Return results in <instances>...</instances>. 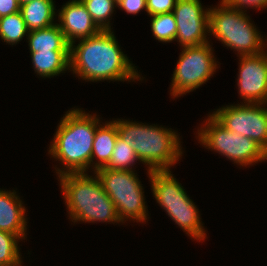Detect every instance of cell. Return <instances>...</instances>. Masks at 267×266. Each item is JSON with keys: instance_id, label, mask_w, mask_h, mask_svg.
Returning <instances> with one entry per match:
<instances>
[{"instance_id": "obj_1", "label": "cell", "mask_w": 267, "mask_h": 266, "mask_svg": "<svg viewBox=\"0 0 267 266\" xmlns=\"http://www.w3.org/2000/svg\"><path fill=\"white\" fill-rule=\"evenodd\" d=\"M132 65L111 30L80 39L76 47L70 45V68L88 81L141 80Z\"/></svg>"}, {"instance_id": "obj_2", "label": "cell", "mask_w": 267, "mask_h": 266, "mask_svg": "<svg viewBox=\"0 0 267 266\" xmlns=\"http://www.w3.org/2000/svg\"><path fill=\"white\" fill-rule=\"evenodd\" d=\"M99 119L81 109H73L63 116L49 153L64 166L58 175L86 172L91 166L93 141Z\"/></svg>"}, {"instance_id": "obj_3", "label": "cell", "mask_w": 267, "mask_h": 266, "mask_svg": "<svg viewBox=\"0 0 267 266\" xmlns=\"http://www.w3.org/2000/svg\"><path fill=\"white\" fill-rule=\"evenodd\" d=\"M118 136L130 145L148 170L170 169L182 155L176 132L156 125L115 120Z\"/></svg>"}, {"instance_id": "obj_4", "label": "cell", "mask_w": 267, "mask_h": 266, "mask_svg": "<svg viewBox=\"0 0 267 266\" xmlns=\"http://www.w3.org/2000/svg\"><path fill=\"white\" fill-rule=\"evenodd\" d=\"M65 204L74 223L121 222L113 201L103 190L97 175L89 177L85 172L58 176Z\"/></svg>"}, {"instance_id": "obj_5", "label": "cell", "mask_w": 267, "mask_h": 266, "mask_svg": "<svg viewBox=\"0 0 267 266\" xmlns=\"http://www.w3.org/2000/svg\"><path fill=\"white\" fill-rule=\"evenodd\" d=\"M244 12L222 0L220 6L209 9V33L240 56L259 54L265 47L263 37Z\"/></svg>"}, {"instance_id": "obj_6", "label": "cell", "mask_w": 267, "mask_h": 266, "mask_svg": "<svg viewBox=\"0 0 267 266\" xmlns=\"http://www.w3.org/2000/svg\"><path fill=\"white\" fill-rule=\"evenodd\" d=\"M94 172L113 201L121 222L128 218L138 222L147 219L143 188L133 170L98 169Z\"/></svg>"}, {"instance_id": "obj_7", "label": "cell", "mask_w": 267, "mask_h": 266, "mask_svg": "<svg viewBox=\"0 0 267 266\" xmlns=\"http://www.w3.org/2000/svg\"><path fill=\"white\" fill-rule=\"evenodd\" d=\"M204 125L201 131L198 130V137L208 149L219 152L241 166L267 160V152L254 140L227 130L212 115Z\"/></svg>"}, {"instance_id": "obj_8", "label": "cell", "mask_w": 267, "mask_h": 266, "mask_svg": "<svg viewBox=\"0 0 267 266\" xmlns=\"http://www.w3.org/2000/svg\"><path fill=\"white\" fill-rule=\"evenodd\" d=\"M215 60L209 42L183 47L173 73L172 96L187 94L208 81L217 68Z\"/></svg>"}, {"instance_id": "obj_9", "label": "cell", "mask_w": 267, "mask_h": 266, "mask_svg": "<svg viewBox=\"0 0 267 266\" xmlns=\"http://www.w3.org/2000/svg\"><path fill=\"white\" fill-rule=\"evenodd\" d=\"M261 105L263 104L230 105L211 115L227 130L249 137L267 152V108Z\"/></svg>"}, {"instance_id": "obj_10", "label": "cell", "mask_w": 267, "mask_h": 266, "mask_svg": "<svg viewBox=\"0 0 267 266\" xmlns=\"http://www.w3.org/2000/svg\"><path fill=\"white\" fill-rule=\"evenodd\" d=\"M172 13L177 26L175 39L182 47L208 42L209 8L204 10L200 0H177Z\"/></svg>"}, {"instance_id": "obj_11", "label": "cell", "mask_w": 267, "mask_h": 266, "mask_svg": "<svg viewBox=\"0 0 267 266\" xmlns=\"http://www.w3.org/2000/svg\"><path fill=\"white\" fill-rule=\"evenodd\" d=\"M238 89L244 104L267 102V53L240 56Z\"/></svg>"}, {"instance_id": "obj_12", "label": "cell", "mask_w": 267, "mask_h": 266, "mask_svg": "<svg viewBox=\"0 0 267 266\" xmlns=\"http://www.w3.org/2000/svg\"><path fill=\"white\" fill-rule=\"evenodd\" d=\"M63 6L59 11L58 25L70 45L75 44L76 38L85 39L101 31L81 0H72Z\"/></svg>"}, {"instance_id": "obj_13", "label": "cell", "mask_w": 267, "mask_h": 266, "mask_svg": "<svg viewBox=\"0 0 267 266\" xmlns=\"http://www.w3.org/2000/svg\"><path fill=\"white\" fill-rule=\"evenodd\" d=\"M148 174L154 197L163 209L186 206L192 201L169 169L148 170Z\"/></svg>"}, {"instance_id": "obj_14", "label": "cell", "mask_w": 267, "mask_h": 266, "mask_svg": "<svg viewBox=\"0 0 267 266\" xmlns=\"http://www.w3.org/2000/svg\"><path fill=\"white\" fill-rule=\"evenodd\" d=\"M18 197L14 191L0 190V231L15 234L20 239H25L26 210Z\"/></svg>"}, {"instance_id": "obj_15", "label": "cell", "mask_w": 267, "mask_h": 266, "mask_svg": "<svg viewBox=\"0 0 267 266\" xmlns=\"http://www.w3.org/2000/svg\"><path fill=\"white\" fill-rule=\"evenodd\" d=\"M27 39L30 53L38 51H70V44L67 42L58 23L44 29L29 31Z\"/></svg>"}, {"instance_id": "obj_16", "label": "cell", "mask_w": 267, "mask_h": 266, "mask_svg": "<svg viewBox=\"0 0 267 266\" xmlns=\"http://www.w3.org/2000/svg\"><path fill=\"white\" fill-rule=\"evenodd\" d=\"M117 137V126L114 121H110L104 126L101 124L97 126L93 141L91 162L93 163V160H95L94 157H97L99 160L98 163H93L95 164L93 168L95 169L94 171H97L98 169L104 168L108 165L111 160Z\"/></svg>"}, {"instance_id": "obj_17", "label": "cell", "mask_w": 267, "mask_h": 266, "mask_svg": "<svg viewBox=\"0 0 267 266\" xmlns=\"http://www.w3.org/2000/svg\"><path fill=\"white\" fill-rule=\"evenodd\" d=\"M53 0H34L20 5V12L29 31L54 25L55 6Z\"/></svg>"}, {"instance_id": "obj_18", "label": "cell", "mask_w": 267, "mask_h": 266, "mask_svg": "<svg viewBox=\"0 0 267 266\" xmlns=\"http://www.w3.org/2000/svg\"><path fill=\"white\" fill-rule=\"evenodd\" d=\"M35 72L42 77L57 76L70 69V51H38L31 53Z\"/></svg>"}, {"instance_id": "obj_19", "label": "cell", "mask_w": 267, "mask_h": 266, "mask_svg": "<svg viewBox=\"0 0 267 266\" xmlns=\"http://www.w3.org/2000/svg\"><path fill=\"white\" fill-rule=\"evenodd\" d=\"M165 211L186 234L199 241L205 239L206 231L201 225V218L193 201L186 206L170 207Z\"/></svg>"}, {"instance_id": "obj_20", "label": "cell", "mask_w": 267, "mask_h": 266, "mask_svg": "<svg viewBox=\"0 0 267 266\" xmlns=\"http://www.w3.org/2000/svg\"><path fill=\"white\" fill-rule=\"evenodd\" d=\"M25 34L29 30L20 11L0 18V37L6 43L17 44Z\"/></svg>"}, {"instance_id": "obj_21", "label": "cell", "mask_w": 267, "mask_h": 266, "mask_svg": "<svg viewBox=\"0 0 267 266\" xmlns=\"http://www.w3.org/2000/svg\"><path fill=\"white\" fill-rule=\"evenodd\" d=\"M93 21L101 30H111L108 20L117 5V0H81Z\"/></svg>"}, {"instance_id": "obj_22", "label": "cell", "mask_w": 267, "mask_h": 266, "mask_svg": "<svg viewBox=\"0 0 267 266\" xmlns=\"http://www.w3.org/2000/svg\"><path fill=\"white\" fill-rule=\"evenodd\" d=\"M137 160L139 158L133 148L118 136L110 162L106 167L101 169L132 170L131 166Z\"/></svg>"}, {"instance_id": "obj_23", "label": "cell", "mask_w": 267, "mask_h": 266, "mask_svg": "<svg viewBox=\"0 0 267 266\" xmlns=\"http://www.w3.org/2000/svg\"><path fill=\"white\" fill-rule=\"evenodd\" d=\"M151 17V30L157 40L161 42H171L175 40L177 26L172 12L156 14Z\"/></svg>"}, {"instance_id": "obj_24", "label": "cell", "mask_w": 267, "mask_h": 266, "mask_svg": "<svg viewBox=\"0 0 267 266\" xmlns=\"http://www.w3.org/2000/svg\"><path fill=\"white\" fill-rule=\"evenodd\" d=\"M19 239L15 234L0 231V266H21Z\"/></svg>"}, {"instance_id": "obj_25", "label": "cell", "mask_w": 267, "mask_h": 266, "mask_svg": "<svg viewBox=\"0 0 267 266\" xmlns=\"http://www.w3.org/2000/svg\"><path fill=\"white\" fill-rule=\"evenodd\" d=\"M148 15L171 13L177 0H146Z\"/></svg>"}, {"instance_id": "obj_26", "label": "cell", "mask_w": 267, "mask_h": 266, "mask_svg": "<svg viewBox=\"0 0 267 266\" xmlns=\"http://www.w3.org/2000/svg\"><path fill=\"white\" fill-rule=\"evenodd\" d=\"M117 7L129 14H137L140 10L145 9L147 12L146 0H117Z\"/></svg>"}, {"instance_id": "obj_27", "label": "cell", "mask_w": 267, "mask_h": 266, "mask_svg": "<svg viewBox=\"0 0 267 266\" xmlns=\"http://www.w3.org/2000/svg\"><path fill=\"white\" fill-rule=\"evenodd\" d=\"M228 6L242 11L243 7L267 8V0H223Z\"/></svg>"}, {"instance_id": "obj_28", "label": "cell", "mask_w": 267, "mask_h": 266, "mask_svg": "<svg viewBox=\"0 0 267 266\" xmlns=\"http://www.w3.org/2000/svg\"><path fill=\"white\" fill-rule=\"evenodd\" d=\"M20 11L18 0H0V18Z\"/></svg>"}, {"instance_id": "obj_29", "label": "cell", "mask_w": 267, "mask_h": 266, "mask_svg": "<svg viewBox=\"0 0 267 266\" xmlns=\"http://www.w3.org/2000/svg\"><path fill=\"white\" fill-rule=\"evenodd\" d=\"M31 1H34V0H18V2H19L20 5L29 3V2H31Z\"/></svg>"}]
</instances>
